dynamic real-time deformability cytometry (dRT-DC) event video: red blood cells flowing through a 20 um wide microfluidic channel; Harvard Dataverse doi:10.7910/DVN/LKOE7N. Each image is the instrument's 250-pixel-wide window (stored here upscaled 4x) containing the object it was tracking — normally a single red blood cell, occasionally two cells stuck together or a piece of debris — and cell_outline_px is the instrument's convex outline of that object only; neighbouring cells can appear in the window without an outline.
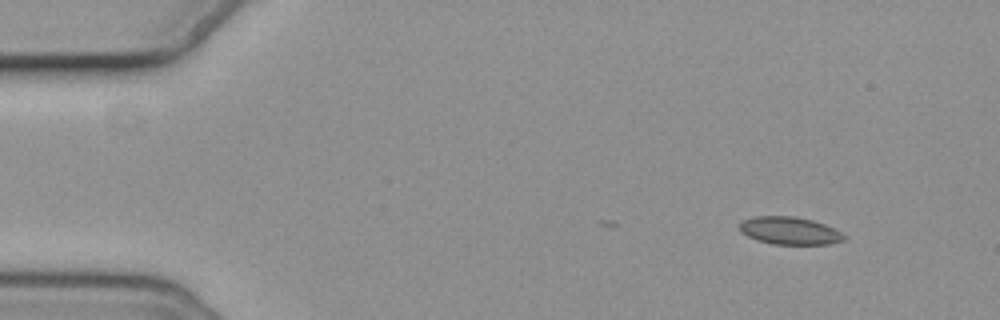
{"species": "common noctule bat (a hibernating species)", "species_latin": "Nyctalus noctula", "temperature_condition": "cold", "stored_images_in_passage": 5, "camera_frame_rate_fps": 3000, "um_per_image_px": 0.085, "animal": {"sex": "female", "body_mass_g": 19.3, "forearm_length_mm": 54.1}, "frame": {"image": 1, "passage_image": 2, "time_ms": 1.333, "image_size_px": [1000, 320], "cell_outline_px": [[848, 236], [844, 240], [828, 244], [772, 244], [756, 240], [740, 232], [740, 224], [744, 220], [756, 216], [792, 216], [812, 220], [824, 224]], "centroid_in_image_um": [67.12, 19.61], "position_along_channel_um": 17.9, "area_um2": 16.7}}